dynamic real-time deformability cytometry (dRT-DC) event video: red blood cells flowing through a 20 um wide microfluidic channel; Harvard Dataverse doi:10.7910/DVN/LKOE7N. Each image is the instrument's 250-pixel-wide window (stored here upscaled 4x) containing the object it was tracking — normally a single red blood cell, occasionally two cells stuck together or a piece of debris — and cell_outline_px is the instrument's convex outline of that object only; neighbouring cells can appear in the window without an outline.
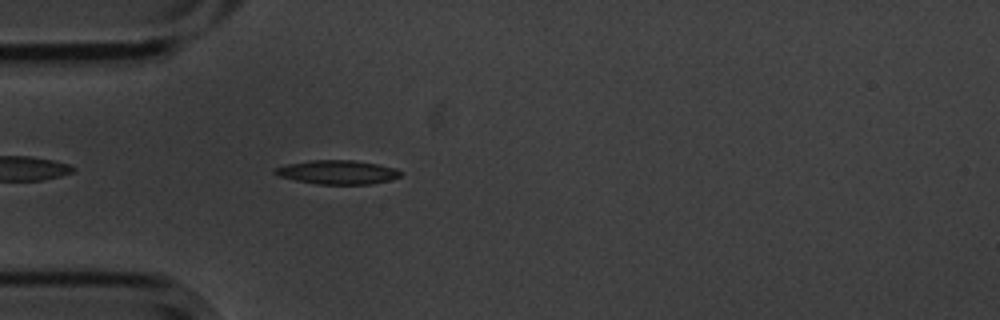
{"species": "common noctule bat (a hibernating species)", "species_latin": "Nyctalus noctula", "temperature_condition": "cold", "stored_images_in_passage": 46, "camera_frame_rate_fps": 3000, "um_per_image_px": 0.085, "animal": {"sex": "male", "body_mass_g": 20.1, "forearm_length_mm": 53.5}, "frame": {"image": 1, "passage_image": 5, "time_ms": 1.333, "image_size_px": [1000, 320], "cell_outline_px": [[400, 176], [388, 180], [372, 184], [316, 184], [296, 180], [280, 176], [272, 172], [276, 168], [288, 164], [312, 160], [352, 160], [376, 164], [396, 168], [400, 172]], "centroid_in_image_um": [28.68, 14.64], "position_along_channel_um": 56.3, "area_um2": 17.22}}
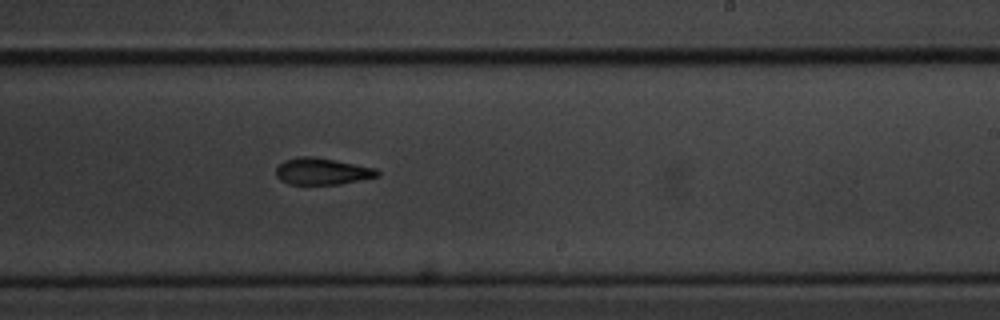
{"frame": {"image": 2, "passage_image": 23, "time_ms": 7.333, "image_size_px": [1000, 320], "cell_outline_px": [[380, 176], [340, 184], [288, 184], [280, 180], [276, 176], [276, 168], [284, 160], [296, 156], [312, 156], [336, 160], [376, 168], [380, 172]], "centroid_in_image_um": [27.38, 14.56], "position_along_channel_um": 261.6, "area_um2": 15.9}}
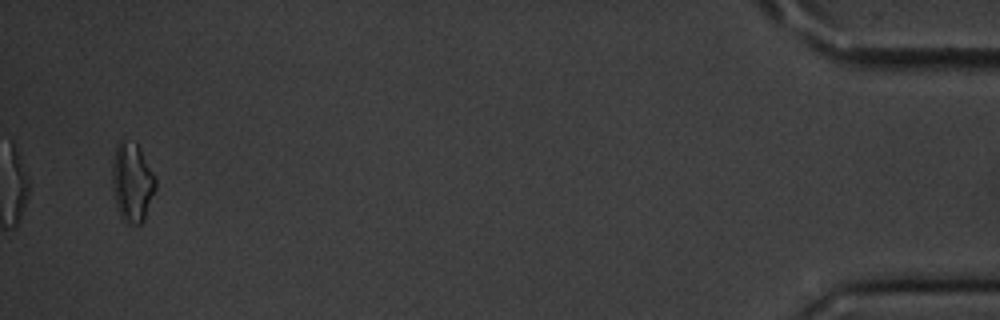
{"frame": {"image": 3, "passage_image": 44, "time_ms": 14.333, "image_size_px": [1000, 320], "cell_outline_px": [[156, 188], [144, 220], [140, 224], [132, 224], [124, 220], [120, 216], [116, 204], [112, 188], [112, 164], [116, 144], [120, 136], [136, 140], [156, 176]], "centroid_in_image_um": [11.23, 15.39], "position_along_channel_um": 424.0, "area_um2": 20.63}, "authors_computed_cell_mechanics": {"area_um2": 16.8198, "velocity_mm_per_s": 3.4942, "shape_relaxation_time_tau1_ms": 2.6657, "shape_relaxation_time_tau2_ms": 7.6604, "deformation_change_tau1": 0.1061, "deformation_change_tau2": 0.172}}